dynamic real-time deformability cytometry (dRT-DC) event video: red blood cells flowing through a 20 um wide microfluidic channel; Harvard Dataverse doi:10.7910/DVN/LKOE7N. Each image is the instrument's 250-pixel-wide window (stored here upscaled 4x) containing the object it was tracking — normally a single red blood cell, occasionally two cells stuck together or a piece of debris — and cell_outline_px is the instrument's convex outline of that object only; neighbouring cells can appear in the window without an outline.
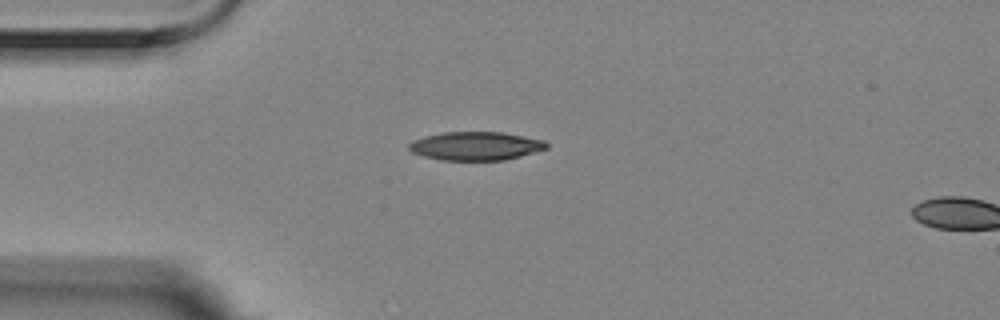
{"species": "Egyptian fruit bat (a non-hibernating species)", "species_latin": "Rousettus aegyptiacus", "temperature_condition": "room temperature", "stored_images_in_passage": 2, "camera_frame_rate_fps": 3000, "um_per_image_px": 0.085, "animal": {"sex": "female"}, "frame": {"image": 1, "passage_image": 1, "time_ms": 0.0, "image_size_px": [1000, 320], "cell_outline_px": [[548, 148], [520, 156], [504, 160], [440, 160], [424, 156], [412, 152], [408, 148], [408, 144], [412, 140], [424, 136], [444, 132], [500, 132], [544, 140], [548, 144]], "centroid_in_image_um": [40.4, 12.41], "position_along_channel_um": 44.6, "area_um2": 22.77}}